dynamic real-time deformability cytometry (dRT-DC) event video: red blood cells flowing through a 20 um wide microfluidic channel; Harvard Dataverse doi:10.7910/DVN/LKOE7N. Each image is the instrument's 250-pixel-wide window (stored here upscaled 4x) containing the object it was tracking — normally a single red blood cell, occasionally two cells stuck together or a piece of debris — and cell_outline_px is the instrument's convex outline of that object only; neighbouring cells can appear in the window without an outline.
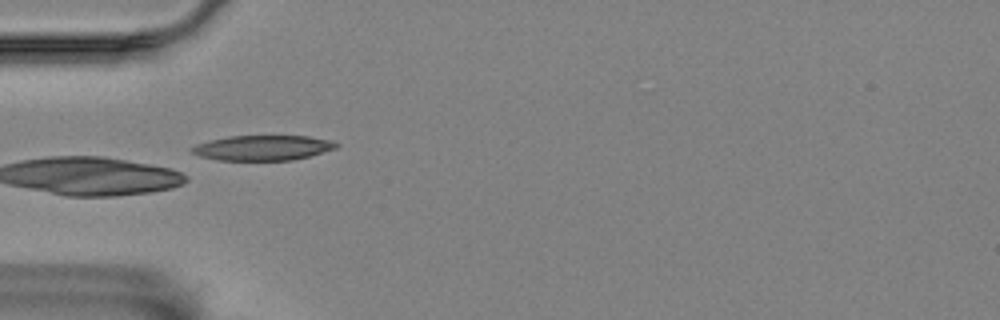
{"species": "Egyptian fruit bat (a non-hibernating species)", "species_latin": "Rousettus aegyptiacus", "temperature_condition": "room temperature", "stored_images_in_passage": 12, "camera_frame_rate_fps": 3000, "um_per_image_px": 0.085, "animal": {"sex": "female"}, "frame": {"image": 1, "passage_image": 4, "time_ms": 1.0, "image_size_px": [1000, 320], "cell_outline_px": [[340, 144], [336, 148], [308, 156], [292, 160], [216, 160], [200, 156], [192, 152], [188, 148], [196, 144], [208, 140], [228, 136], [308, 136], [332, 140]], "centroid_in_image_um": [22.3, 12.56], "position_along_channel_um": 62.7, "area_um2": 21.15}}
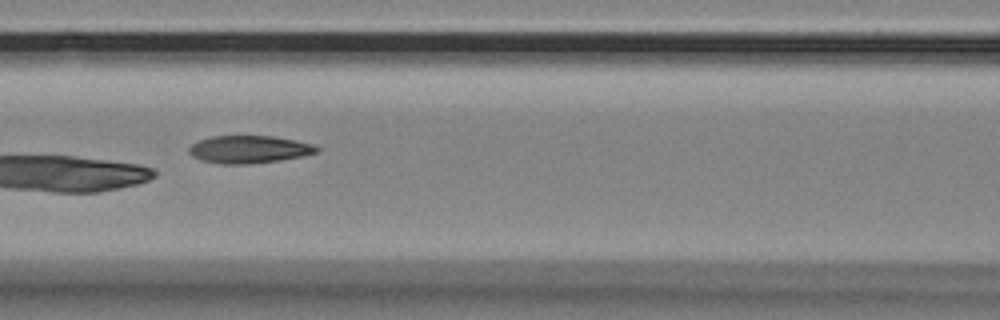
{"frame": {"image": 2, "passage_image": 6, "time_ms": 1.667, "image_size_px": [1000, 320], "cell_outline_px": [[320, 148], [316, 152], [304, 156], [280, 160], [248, 164], [220, 164], [200, 160], [192, 156], [188, 152], [188, 148], [192, 144], [200, 140], [212, 136], [272, 136], [296, 140], [312, 144]], "centroid_in_image_um": [21.15, 12.7], "position_along_channel_um": 145.4, "area_um2": 20.58}}
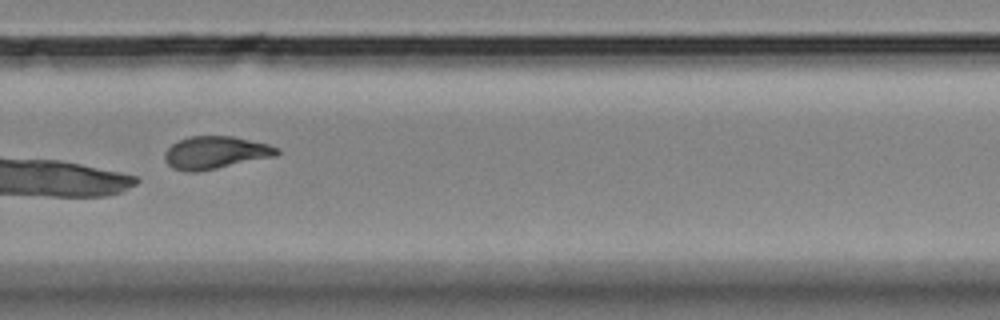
{"frame": {"image": 3, "passage_image": 10, "time_ms": 3.0, "image_size_px": [1000, 320], "cell_outline_px": [[280, 152], [276, 156], [200, 172], [184, 172], [172, 168], [164, 160], [164, 152], [172, 144], [188, 136], [232, 136], [268, 144], [280, 148]], "centroid_in_image_um": [18.3, 12.98], "position_along_channel_um": 311.5, "area_um2": 21.56}}